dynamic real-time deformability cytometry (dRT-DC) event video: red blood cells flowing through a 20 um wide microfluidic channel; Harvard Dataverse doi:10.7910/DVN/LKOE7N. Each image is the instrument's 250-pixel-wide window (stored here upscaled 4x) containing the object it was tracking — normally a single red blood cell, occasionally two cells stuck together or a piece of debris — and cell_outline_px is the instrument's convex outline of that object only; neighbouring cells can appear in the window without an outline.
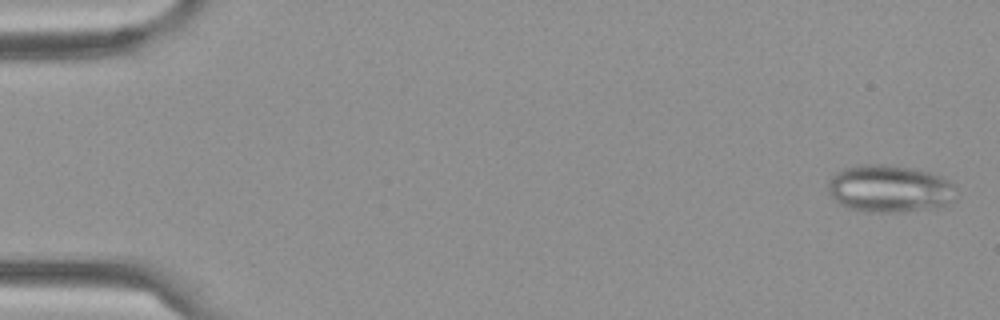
{"species": "Egyptian fruit bat (a non-hibernating species)", "species_latin": "Rousettus aegyptiacus", "temperature_condition": "cold", "stored_images_in_passage": 60, "camera_frame_rate_fps": 3000, "um_per_image_px": 0.085, "frame": {"image": 1, "passage_image": 2, "time_ms": 0.333, "image_size_px": [1000, 320], "cell_outline_px": [[956, 200], [948, 204], [936, 208], [900, 212], [872, 212], [848, 208], [840, 204], [828, 192], [828, 180], [836, 172], [844, 168], [864, 164], [884, 164], [912, 168], [928, 172], [940, 176], [948, 180], [956, 188]], "centroid_in_image_um": [75.63, 16.04], "position_along_channel_um": 9.4, "area_um2": 35.6}}
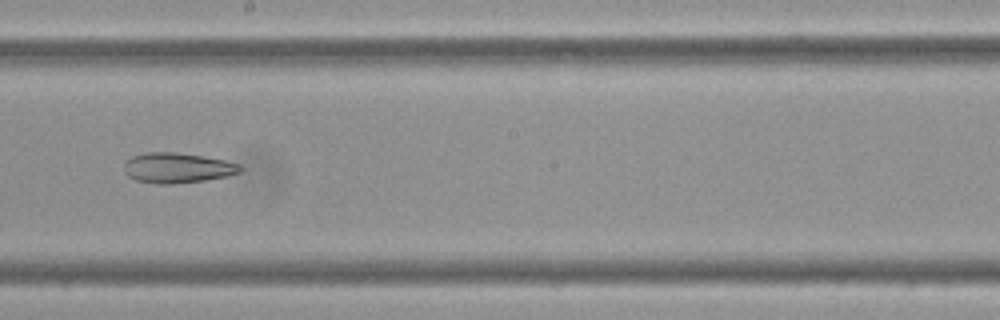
{"frame": {"image": 2, "passage_image": 34, "time_ms": 11.0, "image_size_px": [1000, 320], "cell_outline_px": [[244, 168], [240, 172], [228, 176], [204, 180], [172, 184], [156, 184], [136, 180], [128, 176], [124, 172], [124, 164], [132, 156], [144, 152], [176, 152], [204, 156], [224, 160], [240, 164]], "centroid_in_image_um": [15.08, 14.26], "position_along_channel_um": 233.1, "area_um2": 20.58}}
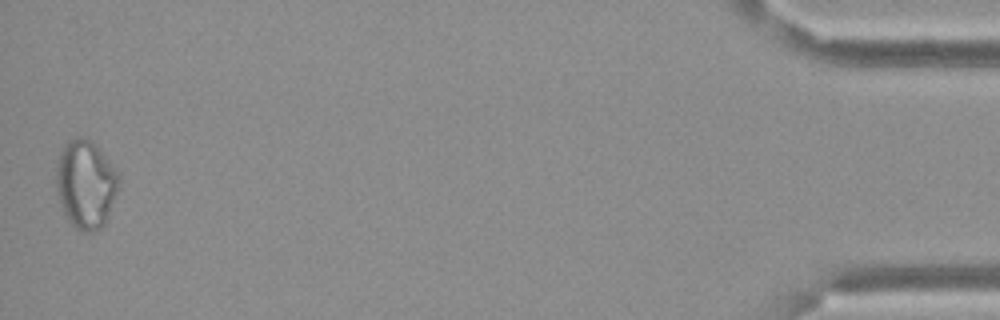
{"frame": {"image": 3, "passage_image": 59, "time_ms": 19.333, "image_size_px": [1000, 320], "cell_outline_px": [[120, 188], [104, 224], [100, 228], [92, 232], [84, 232], [76, 228], [72, 224], [64, 212], [56, 188], [56, 168], [60, 152], [64, 144], [68, 140], [76, 136], [80, 136], [88, 140], [120, 172]], "centroid_in_image_um": [7.31, 15.66], "position_along_channel_um": 427.9, "area_um2": 32.08}}